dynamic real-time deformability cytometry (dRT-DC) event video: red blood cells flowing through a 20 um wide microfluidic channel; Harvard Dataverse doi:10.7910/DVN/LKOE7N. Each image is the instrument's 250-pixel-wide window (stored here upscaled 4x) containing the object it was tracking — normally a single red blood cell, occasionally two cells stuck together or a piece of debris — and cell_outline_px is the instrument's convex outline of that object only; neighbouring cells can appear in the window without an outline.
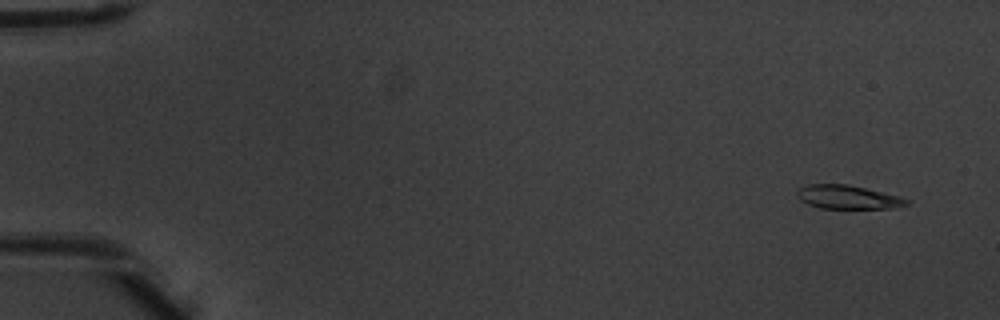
{"species": "common noctule bat (a hibernating species)", "species_latin": "Nyctalus noctula", "temperature_condition": "warm", "stored_images_in_passage": 6, "camera_frame_rate_fps": 3000, "um_per_image_px": 0.085, "animal": {"sex": "male", "body_mass_g": 20.1, "forearm_length_mm": 53.5}, "frame": {"image": 1, "passage_image": 1, "time_ms": 0.0, "image_size_px": [1000, 320], "cell_outline_px": [[908, 204], [892, 208], [820, 208], [808, 204], [800, 200], [796, 196], [796, 192], [800, 188], [808, 184], [848, 184], [896, 196], [908, 200]], "centroid_in_image_um": [71.98, 16.75], "position_along_channel_um": 13.0, "area_um2": 14.8}}